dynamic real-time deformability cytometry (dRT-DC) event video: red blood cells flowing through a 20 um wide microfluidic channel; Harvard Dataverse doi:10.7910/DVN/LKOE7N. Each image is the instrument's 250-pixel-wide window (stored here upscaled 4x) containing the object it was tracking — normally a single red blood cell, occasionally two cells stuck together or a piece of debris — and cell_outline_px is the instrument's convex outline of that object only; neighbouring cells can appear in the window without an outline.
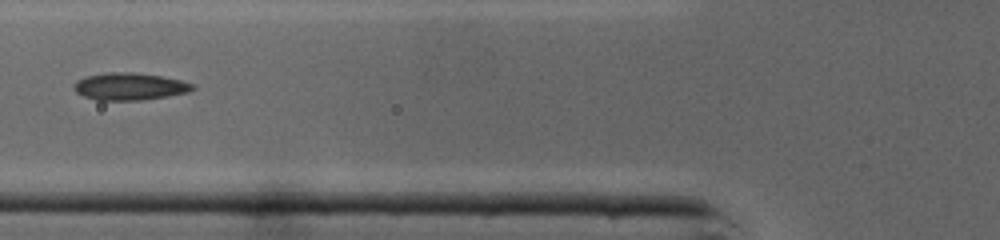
{"species": "common noctule bat (a hibernating species)", "species_latin": "Nyctalus noctula", "temperature_condition": "cold", "stored_images_in_passage": 32, "camera_frame_rate_fps": 3000, "um_per_image_px": 0.085, "animal": {"sex": "male", "body_mass_g": 19.0, "forearm_length_mm": 50.8}, "frame": {"image": 1, "passage_image": 5, "time_ms": 1.333, "image_size_px": [1000, 240], "cell_outline_px": [[196, 88], [188, 92], [168, 96], [140, 100], [96, 100], [84, 96], [76, 92], [72, 88], [76, 80], [84, 76], [108, 72], [132, 72], [160, 76], [180, 80], [192, 84]], "centroid_in_image_um": [10.97, 7.34], "position_along_channel_um": 114.8, "area_um2": 18.84}}
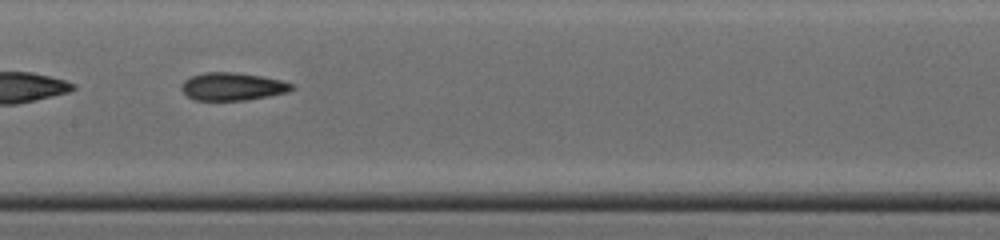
{"frame": {"image": 2, "passage_image": 10, "time_ms": 3.0, "image_size_px": [1000, 240], "cell_outline_px": [[296, 88], [288, 92], [248, 100], [192, 100], [180, 88], [184, 80], [192, 76], [204, 72], [236, 72], [260, 76], [280, 80], [292, 84]], "centroid_in_image_um": [19.76, 7.36], "position_along_channel_um": 187.6, "area_um2": 17.86}}
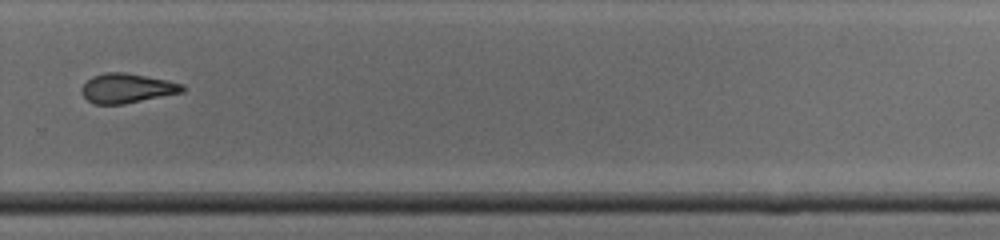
{"frame": {"image": 3, "passage_image": 19, "time_ms": 6.0, "image_size_px": [1000, 240], "cell_outline_px": [[188, 88], [184, 92], [124, 104], [92, 104], [84, 96], [80, 88], [92, 76], [104, 72], [124, 72], [184, 84]], "centroid_in_image_um": [10.8, 7.5], "position_along_channel_um": 319.0, "area_um2": 17.34}, "authors_computed_cell_mechanics": {"area_um2": 17.8313, "velocity_mm_per_s": 4.3803, "shape_relaxation_time_tau1_ms": null, "shape_relaxation_time_tau2_ms": 3.3019, "deformation_change_tau1": null, "deformation_change_tau2": 0.1181}}